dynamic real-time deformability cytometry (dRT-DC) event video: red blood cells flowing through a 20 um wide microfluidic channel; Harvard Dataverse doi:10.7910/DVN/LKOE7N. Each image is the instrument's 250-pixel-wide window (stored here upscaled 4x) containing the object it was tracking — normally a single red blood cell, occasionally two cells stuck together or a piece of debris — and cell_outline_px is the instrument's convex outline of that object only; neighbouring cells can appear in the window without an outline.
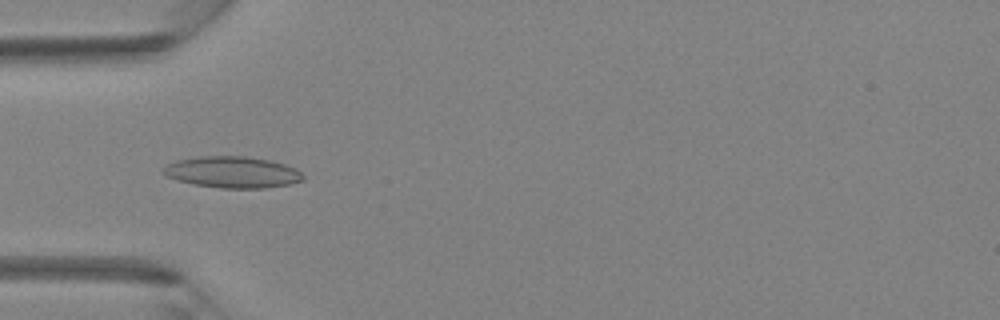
{"species": "Egyptian fruit bat (a non-hibernating species)", "species_latin": "Rousettus aegyptiacus", "temperature_condition": "room temperature", "stored_images_in_passage": 43, "camera_frame_rate_fps": 3000, "um_per_image_px": 0.085, "animal": {"sex": "female"}, "frame": {"image": 1, "passage_image": 13, "time_ms": 4.0, "image_size_px": [1000, 320], "cell_outline_px": [[304, 180], [288, 184], [264, 188], [220, 188], [196, 184], [176, 180], [168, 176], [164, 172], [164, 168], [168, 164], [176, 160], [200, 156], [244, 156], [272, 160], [296, 168], [304, 176]], "centroid_in_image_um": [19.79, 14.63], "position_along_channel_um": 65.2, "area_um2": 25.43}}
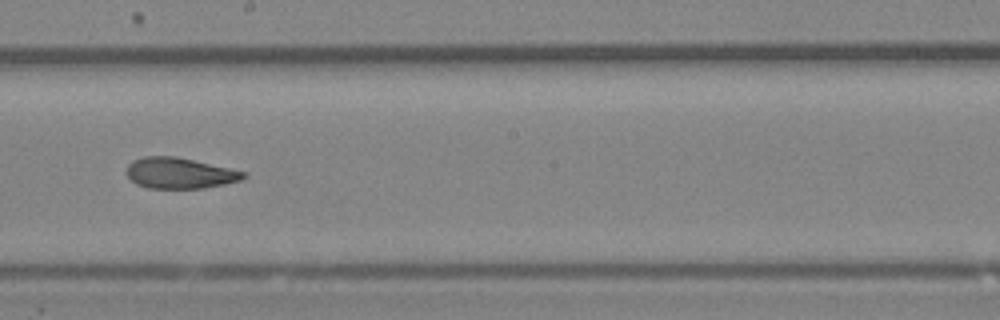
{"frame": {"image": 2, "passage_image": 24, "time_ms": 7.667, "image_size_px": [1000, 320], "cell_outline_px": [[248, 176], [240, 180], [224, 184], [204, 188], [148, 188], [136, 184], [124, 172], [128, 164], [132, 160], [144, 156], [176, 156], [228, 168], [244, 172]], "centroid_in_image_um": [15.22, 14.71], "position_along_channel_um": 233.0, "area_um2": 20.98}}
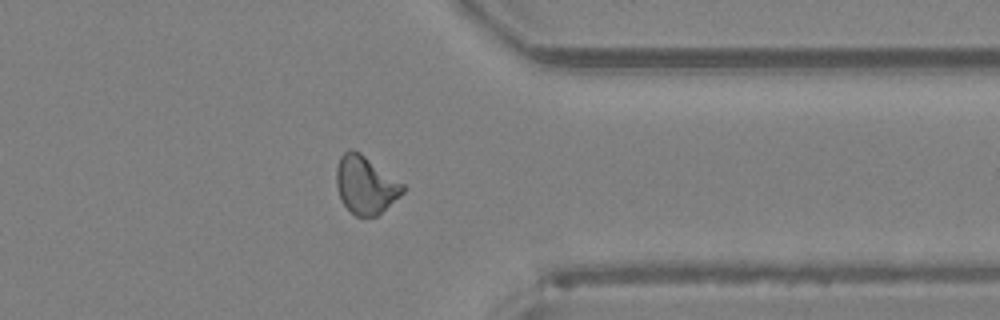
{"frame": {"image": 3, "passage_image": 34, "time_ms": 11.0, "image_size_px": [1000, 320], "cell_outline_px": [[404, 192], [376, 216], [356, 216], [340, 200], [336, 188], [336, 168], [340, 156], [348, 148], [352, 148], [360, 152], [404, 184]], "centroid_in_image_um": [31.03, 15.69], "position_along_channel_um": 380.4, "area_um2": 22.31}}